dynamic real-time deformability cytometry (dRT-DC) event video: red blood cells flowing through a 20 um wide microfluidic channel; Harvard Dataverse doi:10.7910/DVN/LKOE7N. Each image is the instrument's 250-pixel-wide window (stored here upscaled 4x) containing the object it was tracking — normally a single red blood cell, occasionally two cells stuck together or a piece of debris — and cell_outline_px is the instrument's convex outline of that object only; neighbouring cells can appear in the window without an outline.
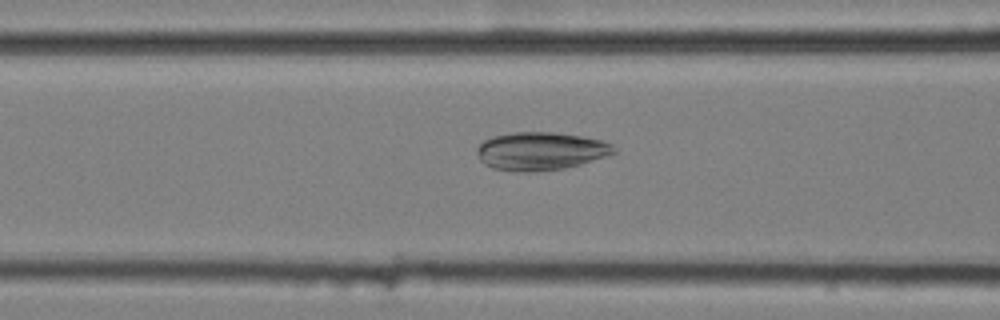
{"species": "common noctule bat (a hibernating species)", "species_latin": "Nyctalus noctula", "temperature_condition": "cold", "stored_images_in_passage": 25, "camera_frame_rate_fps": 3000, "um_per_image_px": 0.085, "animal": {"sex": "female", "body_mass_g": 25.1}, "frame": {"image": 1, "passage_image": 12, "time_ms": 3.667, "image_size_px": [1000, 320], "cell_outline_px": [[616, 152], [580, 164], [564, 168], [528, 172], [520, 172], [492, 168], [484, 164], [480, 160], [476, 152], [476, 148], [484, 140], [492, 136], [512, 132], [552, 132], [580, 136], [600, 140], [612, 144], [616, 148]], "centroid_in_image_um": [45.9, 12.84], "position_along_channel_um": 120.7, "area_um2": 30.23}}
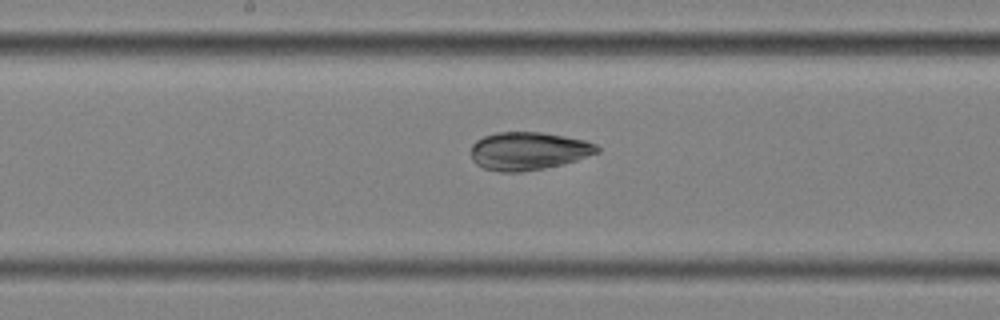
{"frame": {"image": 2, "passage_image": 19, "time_ms": 6.0, "image_size_px": [1000, 320], "cell_outline_px": [[600, 152], [564, 164], [544, 168], [520, 172], [500, 172], [484, 168], [476, 164], [472, 160], [472, 144], [476, 140], [484, 136], [496, 132], [540, 132], [564, 136], [584, 140], [596, 144], [600, 148]], "centroid_in_image_um": [44.91, 12.83], "position_along_channel_um": 203.3, "area_um2": 27.98}}
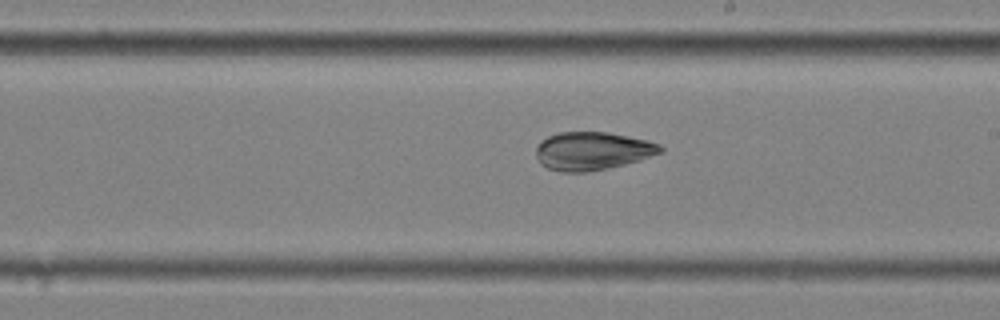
{"frame": {"image": 3, "passage_image": 22, "time_ms": 7.0, "image_size_px": [1000, 320], "cell_outline_px": [[664, 152], [640, 160], [624, 164], [584, 172], [560, 172], [548, 168], [540, 164], [536, 156], [536, 148], [548, 136], [556, 132], [608, 132], [648, 140], [660, 144], [664, 148]], "centroid_in_image_um": [50.38, 12.82], "position_along_channel_um": 238.6, "area_um2": 27.63}}